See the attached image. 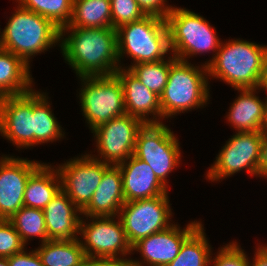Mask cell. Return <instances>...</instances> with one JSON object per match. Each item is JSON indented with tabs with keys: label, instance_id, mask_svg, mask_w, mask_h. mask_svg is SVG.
Instances as JSON below:
<instances>
[{
	"label": "cell",
	"instance_id": "9a60e30c",
	"mask_svg": "<svg viewBox=\"0 0 267 266\" xmlns=\"http://www.w3.org/2000/svg\"><path fill=\"white\" fill-rule=\"evenodd\" d=\"M201 223L191 221L184 229L174 223L141 239L132 247V251H138L143 260L132 259L134 266H167L176 258L182 244L202 225Z\"/></svg>",
	"mask_w": 267,
	"mask_h": 266
},
{
	"label": "cell",
	"instance_id": "7402d4cb",
	"mask_svg": "<svg viewBox=\"0 0 267 266\" xmlns=\"http://www.w3.org/2000/svg\"><path fill=\"white\" fill-rule=\"evenodd\" d=\"M61 190L57 168L43 163L28 179L24 191V206L44 209Z\"/></svg>",
	"mask_w": 267,
	"mask_h": 266
},
{
	"label": "cell",
	"instance_id": "484cf974",
	"mask_svg": "<svg viewBox=\"0 0 267 266\" xmlns=\"http://www.w3.org/2000/svg\"><path fill=\"white\" fill-rule=\"evenodd\" d=\"M46 92L34 89V146L54 142L63 138L65 133L51 110Z\"/></svg>",
	"mask_w": 267,
	"mask_h": 266
},
{
	"label": "cell",
	"instance_id": "603a6c76",
	"mask_svg": "<svg viewBox=\"0 0 267 266\" xmlns=\"http://www.w3.org/2000/svg\"><path fill=\"white\" fill-rule=\"evenodd\" d=\"M30 67L10 51L0 49V97L21 95L32 90Z\"/></svg>",
	"mask_w": 267,
	"mask_h": 266
},
{
	"label": "cell",
	"instance_id": "9c48e42d",
	"mask_svg": "<svg viewBox=\"0 0 267 266\" xmlns=\"http://www.w3.org/2000/svg\"><path fill=\"white\" fill-rule=\"evenodd\" d=\"M226 141L214 164L208 169L206 179L220 181L242 170L259 177L262 131L236 132Z\"/></svg>",
	"mask_w": 267,
	"mask_h": 266
},
{
	"label": "cell",
	"instance_id": "e0dca14e",
	"mask_svg": "<svg viewBox=\"0 0 267 266\" xmlns=\"http://www.w3.org/2000/svg\"><path fill=\"white\" fill-rule=\"evenodd\" d=\"M115 74L124 89L126 113L139 118L145 124L162 123L160 97L143 85L129 69L120 67ZM149 115H153V118H149Z\"/></svg>",
	"mask_w": 267,
	"mask_h": 266
},
{
	"label": "cell",
	"instance_id": "277c9868",
	"mask_svg": "<svg viewBox=\"0 0 267 266\" xmlns=\"http://www.w3.org/2000/svg\"><path fill=\"white\" fill-rule=\"evenodd\" d=\"M1 34L2 49L20 57L30 67L32 56L48 51L57 43L60 45L61 29L18 4Z\"/></svg>",
	"mask_w": 267,
	"mask_h": 266
},
{
	"label": "cell",
	"instance_id": "7c38bea8",
	"mask_svg": "<svg viewBox=\"0 0 267 266\" xmlns=\"http://www.w3.org/2000/svg\"><path fill=\"white\" fill-rule=\"evenodd\" d=\"M144 124L126 113L97 126L91 132L100 157L91 156L113 166L123 163L133 155L137 135Z\"/></svg>",
	"mask_w": 267,
	"mask_h": 266
},
{
	"label": "cell",
	"instance_id": "f546056e",
	"mask_svg": "<svg viewBox=\"0 0 267 266\" xmlns=\"http://www.w3.org/2000/svg\"><path fill=\"white\" fill-rule=\"evenodd\" d=\"M125 68L129 69L143 85L160 97L168 82L170 57L168 60L144 62Z\"/></svg>",
	"mask_w": 267,
	"mask_h": 266
},
{
	"label": "cell",
	"instance_id": "3957f363",
	"mask_svg": "<svg viewBox=\"0 0 267 266\" xmlns=\"http://www.w3.org/2000/svg\"><path fill=\"white\" fill-rule=\"evenodd\" d=\"M208 69L170 56L168 82L160 96L161 119L203 108L210 97ZM203 106V107H202Z\"/></svg>",
	"mask_w": 267,
	"mask_h": 266
},
{
	"label": "cell",
	"instance_id": "8d00e7d4",
	"mask_svg": "<svg viewBox=\"0 0 267 266\" xmlns=\"http://www.w3.org/2000/svg\"><path fill=\"white\" fill-rule=\"evenodd\" d=\"M267 178V135L263 134L259 162V177Z\"/></svg>",
	"mask_w": 267,
	"mask_h": 266
},
{
	"label": "cell",
	"instance_id": "ac0fdd59",
	"mask_svg": "<svg viewBox=\"0 0 267 266\" xmlns=\"http://www.w3.org/2000/svg\"><path fill=\"white\" fill-rule=\"evenodd\" d=\"M117 166L122 173L125 202L168 194V188L157 179L151 167L134 155Z\"/></svg>",
	"mask_w": 267,
	"mask_h": 266
},
{
	"label": "cell",
	"instance_id": "60d3db41",
	"mask_svg": "<svg viewBox=\"0 0 267 266\" xmlns=\"http://www.w3.org/2000/svg\"><path fill=\"white\" fill-rule=\"evenodd\" d=\"M0 266H9L8 258L0 257Z\"/></svg>",
	"mask_w": 267,
	"mask_h": 266
},
{
	"label": "cell",
	"instance_id": "f35d334b",
	"mask_svg": "<svg viewBox=\"0 0 267 266\" xmlns=\"http://www.w3.org/2000/svg\"><path fill=\"white\" fill-rule=\"evenodd\" d=\"M262 89L267 91V51H266V54H265V72H264Z\"/></svg>",
	"mask_w": 267,
	"mask_h": 266
},
{
	"label": "cell",
	"instance_id": "1f68e13d",
	"mask_svg": "<svg viewBox=\"0 0 267 266\" xmlns=\"http://www.w3.org/2000/svg\"><path fill=\"white\" fill-rule=\"evenodd\" d=\"M20 235L9 220L0 219V257L9 258L25 249Z\"/></svg>",
	"mask_w": 267,
	"mask_h": 266
},
{
	"label": "cell",
	"instance_id": "e575fe53",
	"mask_svg": "<svg viewBox=\"0 0 267 266\" xmlns=\"http://www.w3.org/2000/svg\"><path fill=\"white\" fill-rule=\"evenodd\" d=\"M25 250L9 257V266H44L36 250H31L29 253Z\"/></svg>",
	"mask_w": 267,
	"mask_h": 266
},
{
	"label": "cell",
	"instance_id": "8fae6325",
	"mask_svg": "<svg viewBox=\"0 0 267 266\" xmlns=\"http://www.w3.org/2000/svg\"><path fill=\"white\" fill-rule=\"evenodd\" d=\"M81 218L79 235L86 258H126L134 254L118 216L89 217L87 223L84 216Z\"/></svg>",
	"mask_w": 267,
	"mask_h": 266
},
{
	"label": "cell",
	"instance_id": "ffe728a7",
	"mask_svg": "<svg viewBox=\"0 0 267 266\" xmlns=\"http://www.w3.org/2000/svg\"><path fill=\"white\" fill-rule=\"evenodd\" d=\"M125 203L123 178L118 166L111 165L81 214L88 217L118 216Z\"/></svg>",
	"mask_w": 267,
	"mask_h": 266
},
{
	"label": "cell",
	"instance_id": "4fadbf2b",
	"mask_svg": "<svg viewBox=\"0 0 267 266\" xmlns=\"http://www.w3.org/2000/svg\"><path fill=\"white\" fill-rule=\"evenodd\" d=\"M110 166L95 159L91 154H82L55 168L61 178V189L82 211L88 205L104 172Z\"/></svg>",
	"mask_w": 267,
	"mask_h": 266
},
{
	"label": "cell",
	"instance_id": "b9f144b4",
	"mask_svg": "<svg viewBox=\"0 0 267 266\" xmlns=\"http://www.w3.org/2000/svg\"><path fill=\"white\" fill-rule=\"evenodd\" d=\"M0 49H2V34H1V31H0Z\"/></svg>",
	"mask_w": 267,
	"mask_h": 266
},
{
	"label": "cell",
	"instance_id": "d6986e66",
	"mask_svg": "<svg viewBox=\"0 0 267 266\" xmlns=\"http://www.w3.org/2000/svg\"><path fill=\"white\" fill-rule=\"evenodd\" d=\"M48 240H75L79 237L81 210L61 189L43 209ZM80 215V216H79Z\"/></svg>",
	"mask_w": 267,
	"mask_h": 266
},
{
	"label": "cell",
	"instance_id": "8992f818",
	"mask_svg": "<svg viewBox=\"0 0 267 266\" xmlns=\"http://www.w3.org/2000/svg\"><path fill=\"white\" fill-rule=\"evenodd\" d=\"M170 49L176 59L188 62V58L213 51L212 60L204 62L207 67L215 58L221 40L215 28L202 16L186 8L173 7L166 17Z\"/></svg>",
	"mask_w": 267,
	"mask_h": 266
},
{
	"label": "cell",
	"instance_id": "d4e9b609",
	"mask_svg": "<svg viewBox=\"0 0 267 266\" xmlns=\"http://www.w3.org/2000/svg\"><path fill=\"white\" fill-rule=\"evenodd\" d=\"M65 27L112 28L110 0H74L71 20Z\"/></svg>",
	"mask_w": 267,
	"mask_h": 266
},
{
	"label": "cell",
	"instance_id": "74e56055",
	"mask_svg": "<svg viewBox=\"0 0 267 266\" xmlns=\"http://www.w3.org/2000/svg\"><path fill=\"white\" fill-rule=\"evenodd\" d=\"M257 246L253 262L250 261L249 266H267V244Z\"/></svg>",
	"mask_w": 267,
	"mask_h": 266
},
{
	"label": "cell",
	"instance_id": "30bf717a",
	"mask_svg": "<svg viewBox=\"0 0 267 266\" xmlns=\"http://www.w3.org/2000/svg\"><path fill=\"white\" fill-rule=\"evenodd\" d=\"M169 201L168 194H163L154 198L139 199L123 204L118 217L132 247L141 239L173 224L170 220L173 213Z\"/></svg>",
	"mask_w": 267,
	"mask_h": 266
},
{
	"label": "cell",
	"instance_id": "44dd1931",
	"mask_svg": "<svg viewBox=\"0 0 267 266\" xmlns=\"http://www.w3.org/2000/svg\"><path fill=\"white\" fill-rule=\"evenodd\" d=\"M259 89H237L240 92L239 96L233 101L229 108L227 119L230 125L237 130V132L245 131H262L267 97L265 101L259 99L256 90ZM256 92V93H255Z\"/></svg>",
	"mask_w": 267,
	"mask_h": 266
},
{
	"label": "cell",
	"instance_id": "52a82bcc",
	"mask_svg": "<svg viewBox=\"0 0 267 266\" xmlns=\"http://www.w3.org/2000/svg\"><path fill=\"white\" fill-rule=\"evenodd\" d=\"M81 80V111L92 131L111 119L126 114L124 89L116 74L78 77Z\"/></svg>",
	"mask_w": 267,
	"mask_h": 266
},
{
	"label": "cell",
	"instance_id": "4dcf8cb0",
	"mask_svg": "<svg viewBox=\"0 0 267 266\" xmlns=\"http://www.w3.org/2000/svg\"><path fill=\"white\" fill-rule=\"evenodd\" d=\"M112 28L138 21L146 14L136 0H110Z\"/></svg>",
	"mask_w": 267,
	"mask_h": 266
},
{
	"label": "cell",
	"instance_id": "836d02e7",
	"mask_svg": "<svg viewBox=\"0 0 267 266\" xmlns=\"http://www.w3.org/2000/svg\"><path fill=\"white\" fill-rule=\"evenodd\" d=\"M146 15H155L166 19L173 6H167V0H136Z\"/></svg>",
	"mask_w": 267,
	"mask_h": 266
},
{
	"label": "cell",
	"instance_id": "6da1fadb",
	"mask_svg": "<svg viewBox=\"0 0 267 266\" xmlns=\"http://www.w3.org/2000/svg\"><path fill=\"white\" fill-rule=\"evenodd\" d=\"M60 43L64 60L77 77L113 75L120 68L114 28L64 27Z\"/></svg>",
	"mask_w": 267,
	"mask_h": 266
},
{
	"label": "cell",
	"instance_id": "5bb4252c",
	"mask_svg": "<svg viewBox=\"0 0 267 266\" xmlns=\"http://www.w3.org/2000/svg\"><path fill=\"white\" fill-rule=\"evenodd\" d=\"M0 134L18 149L34 146V90L0 97Z\"/></svg>",
	"mask_w": 267,
	"mask_h": 266
},
{
	"label": "cell",
	"instance_id": "d590c367",
	"mask_svg": "<svg viewBox=\"0 0 267 266\" xmlns=\"http://www.w3.org/2000/svg\"><path fill=\"white\" fill-rule=\"evenodd\" d=\"M83 266H134L131 258H86Z\"/></svg>",
	"mask_w": 267,
	"mask_h": 266
},
{
	"label": "cell",
	"instance_id": "4316f807",
	"mask_svg": "<svg viewBox=\"0 0 267 266\" xmlns=\"http://www.w3.org/2000/svg\"><path fill=\"white\" fill-rule=\"evenodd\" d=\"M202 224L183 244L176 258L167 266H209L212 254Z\"/></svg>",
	"mask_w": 267,
	"mask_h": 266
},
{
	"label": "cell",
	"instance_id": "f1b7e54d",
	"mask_svg": "<svg viewBox=\"0 0 267 266\" xmlns=\"http://www.w3.org/2000/svg\"><path fill=\"white\" fill-rule=\"evenodd\" d=\"M17 2L22 8L49 19L62 29L71 20L74 0H17Z\"/></svg>",
	"mask_w": 267,
	"mask_h": 266
},
{
	"label": "cell",
	"instance_id": "83f0119b",
	"mask_svg": "<svg viewBox=\"0 0 267 266\" xmlns=\"http://www.w3.org/2000/svg\"><path fill=\"white\" fill-rule=\"evenodd\" d=\"M9 221L13 224L25 245L33 237H39L41 243L48 241L46 222L42 209L23 206Z\"/></svg>",
	"mask_w": 267,
	"mask_h": 266
},
{
	"label": "cell",
	"instance_id": "5b68a950",
	"mask_svg": "<svg viewBox=\"0 0 267 266\" xmlns=\"http://www.w3.org/2000/svg\"><path fill=\"white\" fill-rule=\"evenodd\" d=\"M117 31L119 65L124 54L131 57L132 65L166 59L170 52L169 31L166 19L146 15L138 21L121 25Z\"/></svg>",
	"mask_w": 267,
	"mask_h": 266
},
{
	"label": "cell",
	"instance_id": "d6a6232c",
	"mask_svg": "<svg viewBox=\"0 0 267 266\" xmlns=\"http://www.w3.org/2000/svg\"><path fill=\"white\" fill-rule=\"evenodd\" d=\"M241 246L233 241L226 246L221 247L212 259L210 257L209 265L211 266H249V259Z\"/></svg>",
	"mask_w": 267,
	"mask_h": 266
},
{
	"label": "cell",
	"instance_id": "cb8c5ba5",
	"mask_svg": "<svg viewBox=\"0 0 267 266\" xmlns=\"http://www.w3.org/2000/svg\"><path fill=\"white\" fill-rule=\"evenodd\" d=\"M80 239L48 240L35 250L44 266H83L86 256Z\"/></svg>",
	"mask_w": 267,
	"mask_h": 266
},
{
	"label": "cell",
	"instance_id": "7a4b0ae2",
	"mask_svg": "<svg viewBox=\"0 0 267 266\" xmlns=\"http://www.w3.org/2000/svg\"><path fill=\"white\" fill-rule=\"evenodd\" d=\"M267 45L242 39L221 41L216 56L207 66L208 76L219 78L234 89L262 88Z\"/></svg>",
	"mask_w": 267,
	"mask_h": 266
},
{
	"label": "cell",
	"instance_id": "ba28073f",
	"mask_svg": "<svg viewBox=\"0 0 267 266\" xmlns=\"http://www.w3.org/2000/svg\"><path fill=\"white\" fill-rule=\"evenodd\" d=\"M174 132L162 123H147L140 129L133 155L146 162L166 187L168 174L179 167L180 143Z\"/></svg>",
	"mask_w": 267,
	"mask_h": 266
},
{
	"label": "cell",
	"instance_id": "ab89813d",
	"mask_svg": "<svg viewBox=\"0 0 267 266\" xmlns=\"http://www.w3.org/2000/svg\"><path fill=\"white\" fill-rule=\"evenodd\" d=\"M262 134L267 135V105H266L265 121L262 128Z\"/></svg>",
	"mask_w": 267,
	"mask_h": 266
},
{
	"label": "cell",
	"instance_id": "2e32d148",
	"mask_svg": "<svg viewBox=\"0 0 267 266\" xmlns=\"http://www.w3.org/2000/svg\"><path fill=\"white\" fill-rule=\"evenodd\" d=\"M0 158V219L9 220L24 206L28 179L43 163L12 155Z\"/></svg>",
	"mask_w": 267,
	"mask_h": 266
}]
</instances>
